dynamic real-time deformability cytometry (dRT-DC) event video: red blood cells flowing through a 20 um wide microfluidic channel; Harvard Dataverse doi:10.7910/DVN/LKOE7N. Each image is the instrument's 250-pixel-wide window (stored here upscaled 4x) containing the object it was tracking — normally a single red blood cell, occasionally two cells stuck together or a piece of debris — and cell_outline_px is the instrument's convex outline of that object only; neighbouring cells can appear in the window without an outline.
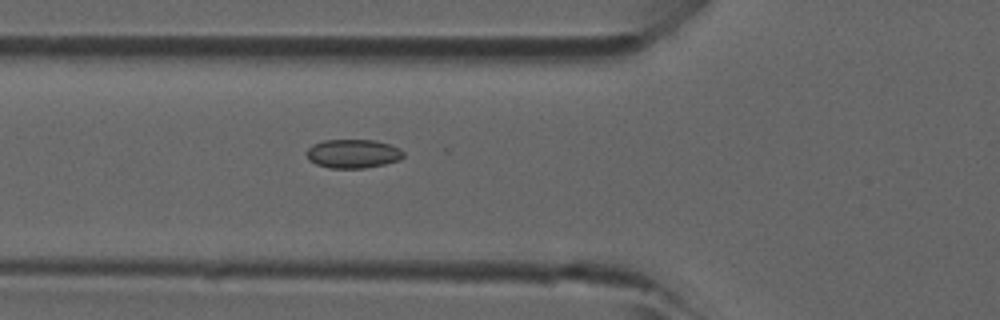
{"species": "common noctule bat (a hibernating species)", "species_latin": "Nyctalus noctula", "temperature_condition": "room temperature", "stored_images_in_passage": 4, "camera_frame_rate_fps": 3000, "um_per_image_px": 0.085, "animal": {"sex": "male", "forearm_length_mm": 52.5}, "frame": {"image": 1, "passage_image": 4, "time_ms": 1.0, "image_size_px": [1000, 320], "cell_outline_px": [[404, 156], [400, 160], [384, 164], [364, 168], [328, 168], [316, 164], [308, 160], [304, 152], [312, 144], [324, 140], [376, 140], [400, 148], [404, 152]], "centroid_in_image_um": [29.97, 13.06], "position_along_channel_um": 95.8, "area_um2": 16.47}}